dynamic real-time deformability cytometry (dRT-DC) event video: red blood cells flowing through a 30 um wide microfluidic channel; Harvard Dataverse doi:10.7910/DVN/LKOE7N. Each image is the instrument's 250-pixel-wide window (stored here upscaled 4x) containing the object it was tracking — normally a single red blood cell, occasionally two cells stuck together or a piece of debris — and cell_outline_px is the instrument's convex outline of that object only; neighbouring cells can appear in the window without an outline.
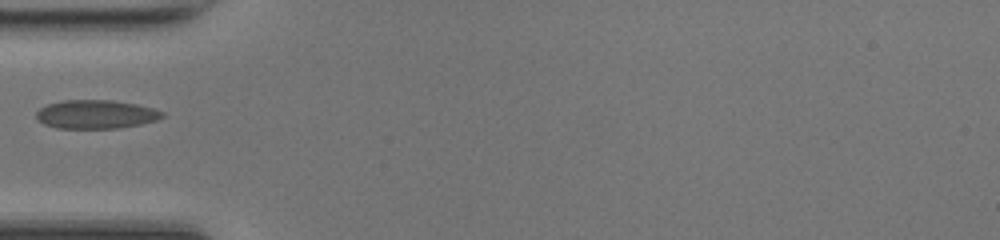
{"species": "common noctule bat (a hibernating species)", "species_latin": "Nyctalus noctula", "temperature_condition": "room temperature", "stored_images_in_passage": 33, "camera_frame_rate_fps": 3000, "um_per_image_px": 0.085, "animal": {"sex": "female", "body_mass_g": 17.0, "forearm_length_mm": 48.0}, "frame": {"image": 1, "passage_image": 1, "time_ms": 0.0, "image_size_px": [1000, 240], "cell_outline_px": [[164, 116], [156, 120], [140, 124], [120, 128], [56, 128], [44, 124], [36, 120], [36, 112], [40, 108], [48, 104], [64, 100], [112, 100], [136, 104], [152, 108], [164, 112]], "centroid_in_image_um": [8.13, 9.72], "position_along_channel_um": 76.9, "area_um2": 21.04}}
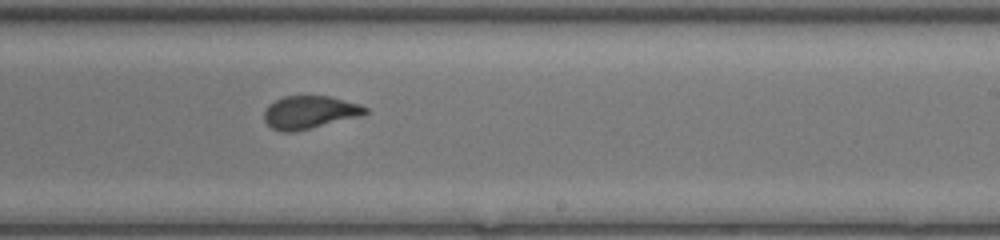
{"frame": {"image": 2, "passage_image": 14, "time_ms": 4.333, "image_size_px": [1000, 240], "cell_outline_px": [[368, 112], [364, 116], [296, 132], [284, 132], [272, 128], [264, 120], [264, 112], [268, 104], [284, 96], [332, 96], [360, 104], [368, 108]], "centroid_in_image_um": [26.37, 9.55], "position_along_channel_um": 262.6, "area_um2": 19.77}}
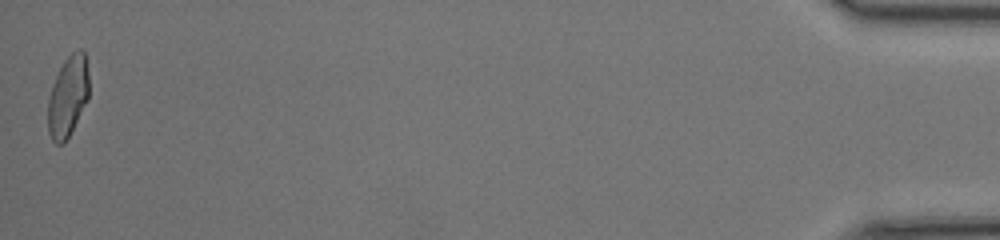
{"frame": {"image": 3, "passage_image": 33, "time_ms": 10.667, "image_size_px": [1000, 240], "cell_outline_px": [[88, 100], [64, 144], [56, 144], [52, 140], [48, 132], [48, 100], [52, 84], [64, 60], [72, 52], [80, 48], [84, 52], [88, 72]], "centroid_in_image_um": [5.76, 8.2], "position_along_channel_um": 429.4, "area_um2": 19.25}}